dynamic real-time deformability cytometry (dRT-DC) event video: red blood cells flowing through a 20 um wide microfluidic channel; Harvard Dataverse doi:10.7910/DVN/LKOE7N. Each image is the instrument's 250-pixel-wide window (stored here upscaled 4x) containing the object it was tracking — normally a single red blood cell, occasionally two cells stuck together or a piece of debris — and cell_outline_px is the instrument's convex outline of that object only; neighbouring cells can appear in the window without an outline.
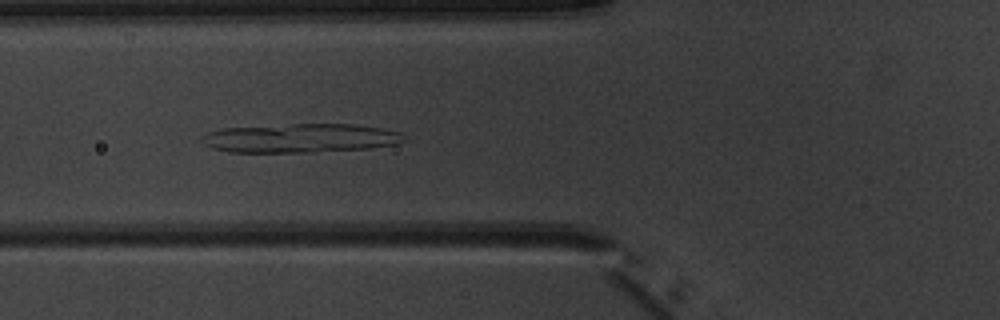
{"species": "common noctule bat (a hibernating species)", "species_latin": "Nyctalus noctula", "temperature_condition": "warm", "stored_images_in_passage": 7, "camera_frame_rate_fps": 3000, "um_per_image_px": 0.085, "animal": {"sex": "male", "body_mass_g": 20.1, "forearm_length_mm": 53.5}, "frame": {"image": 1, "passage_image": 5, "time_ms": 5.333, "image_size_px": [1000, 320], "cell_outline_px": [[404, 140], [396, 144], [372, 148], [308, 152], [228, 152], [212, 148], [204, 144], [200, 140], [200, 136], [208, 132], [224, 128], [292, 124], [356, 124], [380, 128], [400, 132]], "centroid_in_image_um": [25.49, 11.74], "position_along_channel_um": 100.3, "area_um2": 34.04}}
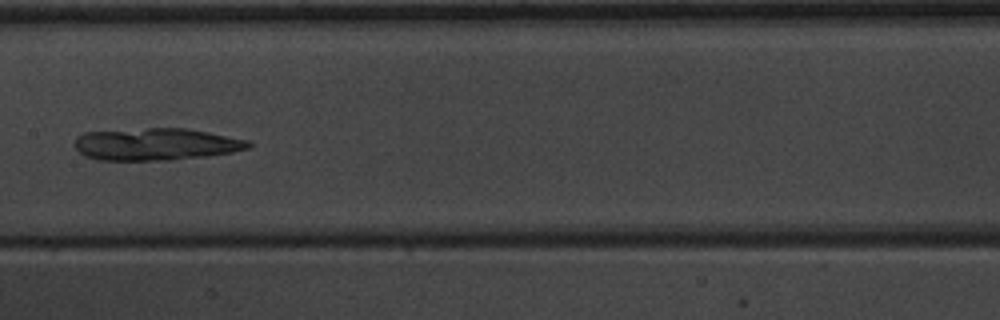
{"frame": {"image": 2, "passage_image": 7, "time_ms": 7.667, "image_size_px": [1000, 320], "cell_outline_px": [[252, 144], [248, 148], [232, 152], [208, 156], [172, 160], [96, 160], [84, 156], [76, 148], [76, 136], [84, 132], [148, 128], [184, 128], [208, 132], [248, 140]], "centroid_in_image_um": [13.24, 12.26], "position_along_channel_um": 194.2, "area_um2": 32.6}}